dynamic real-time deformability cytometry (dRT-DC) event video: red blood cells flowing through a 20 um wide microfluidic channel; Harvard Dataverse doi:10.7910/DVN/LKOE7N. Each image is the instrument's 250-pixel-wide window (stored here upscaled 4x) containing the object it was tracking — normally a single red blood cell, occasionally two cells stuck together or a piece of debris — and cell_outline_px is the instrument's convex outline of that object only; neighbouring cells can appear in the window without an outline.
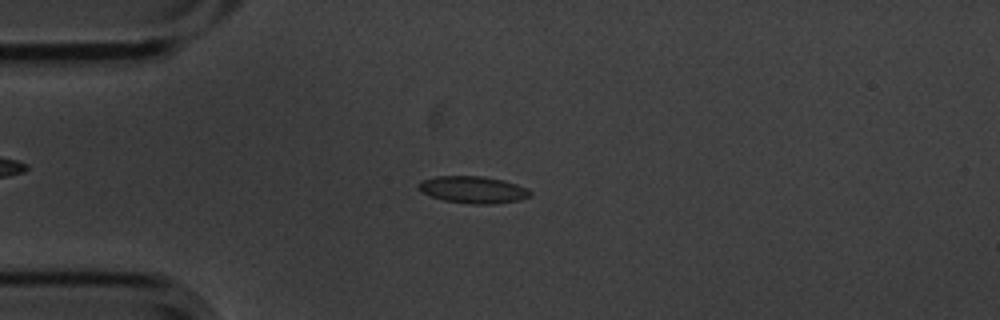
{"species": "common noctule bat (a hibernating species)", "species_latin": "Nyctalus noctula", "temperature_condition": "cold", "stored_images_in_passage": 5, "camera_frame_rate_fps": 3000, "um_per_image_px": 0.085, "animal": {"sex": "male", "body_mass_g": 20.1, "forearm_length_mm": 53.5}, "frame": {"image": 1, "passage_image": 3, "time_ms": 0.667, "image_size_px": [1000, 320], "cell_outline_px": [[532, 196], [520, 200], [492, 204], [472, 204], [444, 200], [428, 196], [420, 192], [416, 188], [416, 184], [424, 180], [436, 176], [484, 176], [504, 180], [528, 188], [532, 192]], "centroid_in_image_um": [40.2, 16.12], "position_along_channel_um": 44.8, "area_um2": 17.86}}
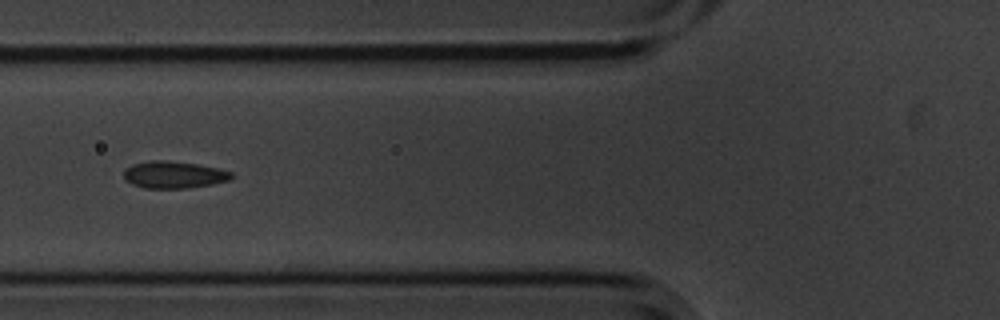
{"frame": {"image": 2, "passage_image": 5, "time_ms": 1.333, "image_size_px": [1000, 320], "cell_outline_px": [[232, 180], [212, 184], [188, 188], [144, 188], [132, 184], [124, 180], [124, 168], [132, 164], [148, 160], [164, 160], [196, 164], [216, 168], [232, 172]], "centroid_in_image_um": [14.74, 14.85], "position_along_channel_um": 111.1, "area_um2": 17.05}}